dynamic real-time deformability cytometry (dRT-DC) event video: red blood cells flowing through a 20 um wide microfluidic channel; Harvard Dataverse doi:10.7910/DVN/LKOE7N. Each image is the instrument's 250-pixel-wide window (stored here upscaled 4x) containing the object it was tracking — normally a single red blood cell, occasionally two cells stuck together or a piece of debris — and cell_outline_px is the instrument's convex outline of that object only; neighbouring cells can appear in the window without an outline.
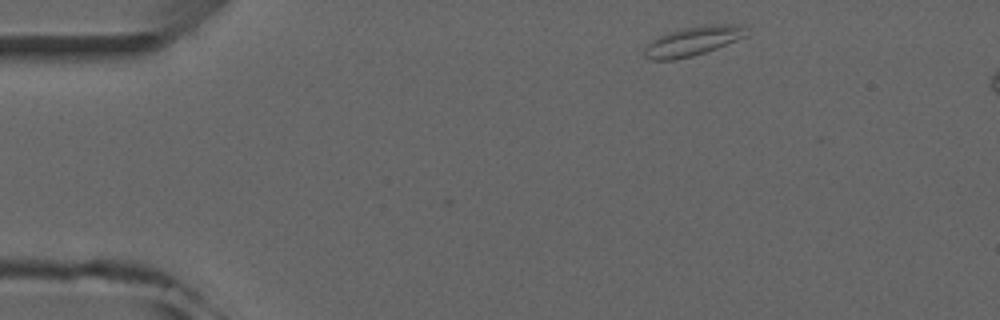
{"species": "common noctule bat (a hibernating species)", "species_latin": "Nyctalus noctula", "temperature_condition": "room temperature", "stored_images_in_passage": 4, "camera_frame_rate_fps": 3000, "um_per_image_px": 0.085, "animal": {"sex": "male", "forearm_length_mm": 52.5}, "frame": {"image": 1, "passage_image": 1, "time_ms": 0.0, "image_size_px": [1000, 320], "cell_outline_px": [[748, 36], [716, 48], [692, 56], [676, 60], [648, 60], [644, 56], [644, 48], [656, 36], [680, 28], [704, 24], [744, 24], [748, 28]], "centroid_in_image_um": [58.91, 3.47], "position_along_channel_um": 26.1, "area_um2": 17.86}}